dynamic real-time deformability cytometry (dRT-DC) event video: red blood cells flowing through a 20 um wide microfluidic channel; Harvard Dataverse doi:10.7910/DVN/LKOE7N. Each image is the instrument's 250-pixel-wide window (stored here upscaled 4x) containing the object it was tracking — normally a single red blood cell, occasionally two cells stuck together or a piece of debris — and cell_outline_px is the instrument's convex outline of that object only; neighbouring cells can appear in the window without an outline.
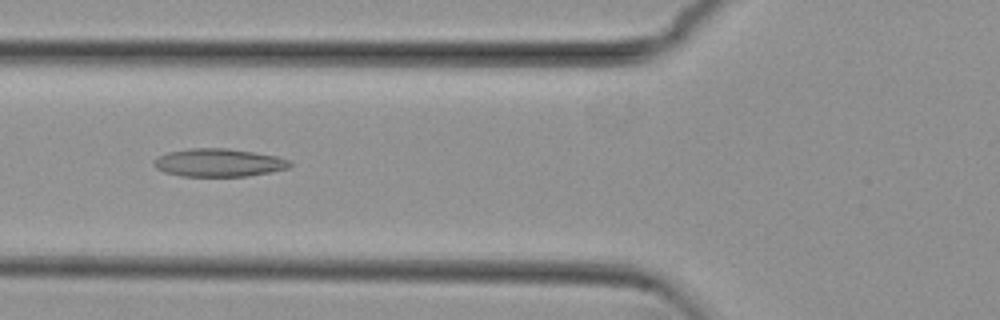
{"species": "common noctule bat (a hibernating species)", "species_latin": "Nyctalus noctula", "temperature_condition": "cold", "stored_images_in_passage": 41, "camera_frame_rate_fps": 3000, "um_per_image_px": 0.085, "animal": {"sex": "female", "body_mass_g": 29.2, "forearm_length_mm": 56.3}, "frame": {"image": 1, "passage_image": 8, "time_ms": 2.333, "image_size_px": [1000, 320], "cell_outline_px": [[292, 164], [288, 168], [272, 172], [248, 176], [180, 176], [164, 172], [156, 168], [152, 160], [156, 156], [168, 152], [188, 148], [228, 148], [276, 156], [292, 160]], "centroid_in_image_um": [18.58, 13.82], "position_along_channel_um": 107.2, "area_um2": 22.43}}
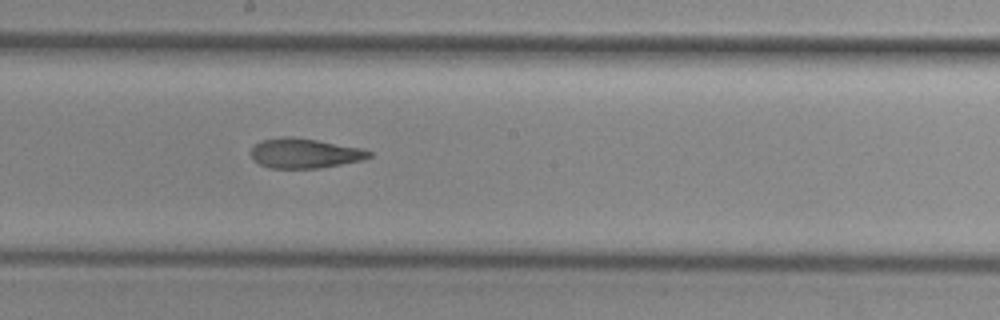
{"frame": {"image": 2, "passage_image": 17, "time_ms": 5.333, "image_size_px": [1000, 320], "cell_outline_px": [[372, 156], [364, 160], [320, 168], [268, 168], [252, 160], [252, 148], [256, 144], [264, 140], [284, 136], [288, 136], [316, 140], [360, 148], [372, 152]], "centroid_in_image_um": [25.91, 13.04], "position_along_channel_um": 222.3, "area_um2": 20.35}}
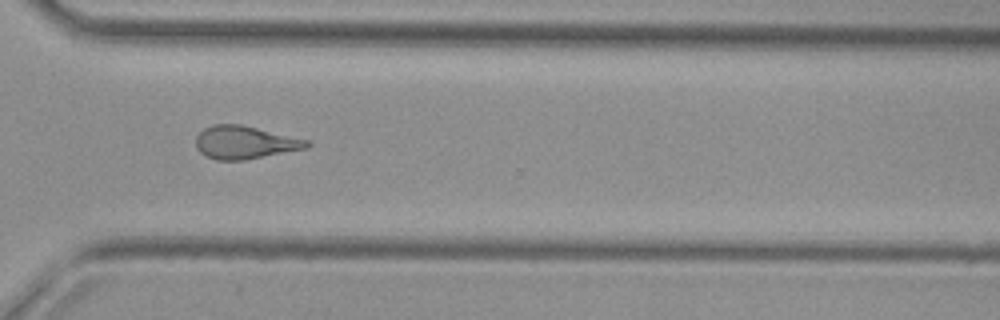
{"frame": {"image": 3, "passage_image": 27, "time_ms": 8.667, "image_size_px": [1000, 320], "cell_outline_px": [[312, 144], [308, 148], [244, 160], [216, 160], [204, 156], [196, 148], [196, 136], [204, 128], [212, 124], [240, 124], [312, 140]], "centroid_in_image_um": [20.84, 12.1], "position_along_channel_um": 349.8, "area_um2": 21.62}, "authors_computed_cell_mechanics": {"area_um2": 21.5594, "velocity_mm_per_s": 3.8255, "shape_relaxation_time_tau1_ms": null, "shape_relaxation_time_tau2_ms": 4.2181, "deformation_change_tau1": null, "deformation_change_tau2": 0.1425}}